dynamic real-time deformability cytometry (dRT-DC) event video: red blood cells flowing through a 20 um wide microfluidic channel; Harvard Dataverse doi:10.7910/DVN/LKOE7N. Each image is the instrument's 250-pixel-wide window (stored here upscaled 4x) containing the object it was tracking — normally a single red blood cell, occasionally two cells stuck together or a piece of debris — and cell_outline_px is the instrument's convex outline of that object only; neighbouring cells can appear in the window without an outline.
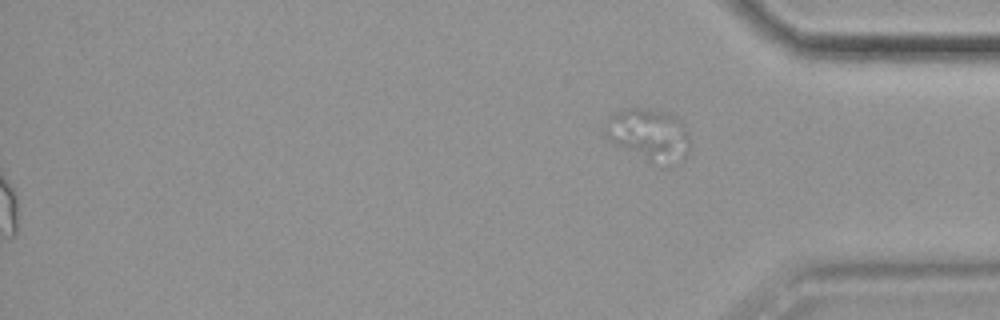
{"species": "common noctule bat (a hibernating species)", "species_latin": "Nyctalus noctula", "temperature_condition": "cold", "stored_images_in_passage": 54, "segment_of_instrument_passage": [2, 2], "camera_frame_rate_fps": 3000, "um_per_image_px": 0.085, "animal": {"sex": "female", "body_mass_g": 19.9}, "frame": {"image": 1, "passage_image": 54, "time_ms": 17.667, "image_size_px": [1000, 320], "cell_outline_px": [[688, 148], [684, 156], [644, 152], [620, 144], [612, 140], [604, 132], [604, 128], [612, 116], [616, 112], [624, 108], [652, 108], [676, 116], [680, 120], [688, 136]], "centroid_in_image_um": [55.11, 11.15], "position_along_channel_um": 380.1, "area_um2": 21.85}}